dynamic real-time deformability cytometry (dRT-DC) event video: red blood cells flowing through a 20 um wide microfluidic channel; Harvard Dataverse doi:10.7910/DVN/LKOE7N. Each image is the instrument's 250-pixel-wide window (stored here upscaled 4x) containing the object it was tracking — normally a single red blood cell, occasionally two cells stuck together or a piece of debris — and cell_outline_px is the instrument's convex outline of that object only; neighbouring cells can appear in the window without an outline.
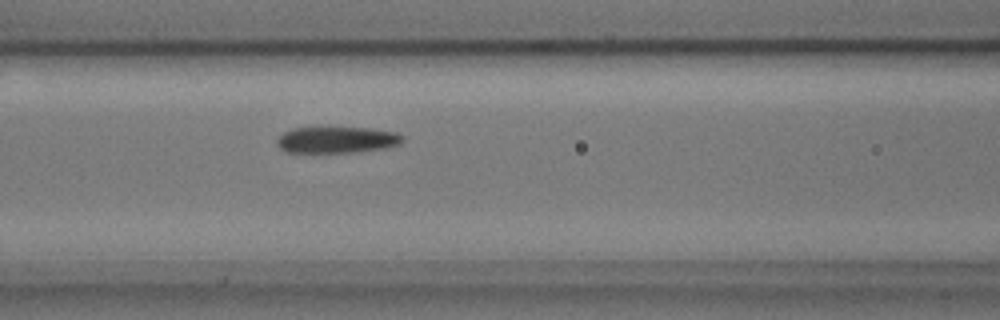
{"species": "common noctule bat (a hibernating species)", "species_latin": "Nyctalus noctula", "temperature_condition": "cold", "stored_images_in_passage": 6, "camera_frame_rate_fps": 3000, "um_per_image_px": 0.085, "animal": {"sex": "male", "body_mass_g": 17.9, "forearm_length_mm": 54.2}, "frame": {"image": 1, "passage_image": 6, "time_ms": 1.667, "image_size_px": [1000, 320], "cell_outline_px": [[404, 140], [400, 144], [384, 148], [356, 152], [284, 152], [276, 144], [276, 140], [284, 132], [292, 128], [368, 128], [396, 132], [404, 136]], "centroid_in_image_um": [28.63, 11.89], "position_along_channel_um": 138.0, "area_um2": 19.25}}